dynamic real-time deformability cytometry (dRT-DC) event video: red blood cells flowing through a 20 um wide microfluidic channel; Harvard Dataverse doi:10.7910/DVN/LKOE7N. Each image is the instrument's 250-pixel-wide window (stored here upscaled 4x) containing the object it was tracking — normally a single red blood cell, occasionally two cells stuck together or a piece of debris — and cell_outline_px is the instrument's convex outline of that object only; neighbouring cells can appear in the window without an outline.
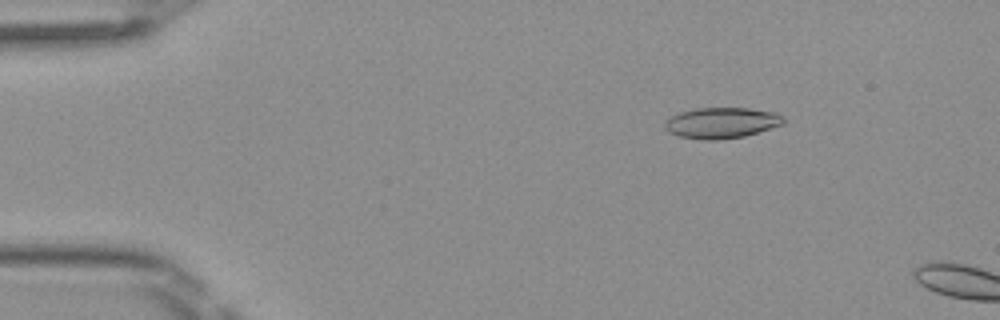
{"species": "Egyptian fruit bat (a non-hibernating species)", "species_latin": "Rousettus aegyptiacus", "temperature_condition": "room temperature", "stored_images_in_passage": 4, "camera_frame_rate_fps": 3000, "um_per_image_px": 0.085, "frame": {"image": 1, "passage_image": 2, "time_ms": 0.333, "image_size_px": [1000, 320], "cell_outline_px": [[784, 124], [744, 136], [716, 140], [700, 140], [680, 136], [668, 132], [664, 128], [664, 124], [672, 116], [680, 112], [696, 108], [748, 108], [776, 112], [784, 116]], "centroid_in_image_um": [61.34, 10.44], "position_along_channel_um": 23.7, "area_um2": 21.33}}